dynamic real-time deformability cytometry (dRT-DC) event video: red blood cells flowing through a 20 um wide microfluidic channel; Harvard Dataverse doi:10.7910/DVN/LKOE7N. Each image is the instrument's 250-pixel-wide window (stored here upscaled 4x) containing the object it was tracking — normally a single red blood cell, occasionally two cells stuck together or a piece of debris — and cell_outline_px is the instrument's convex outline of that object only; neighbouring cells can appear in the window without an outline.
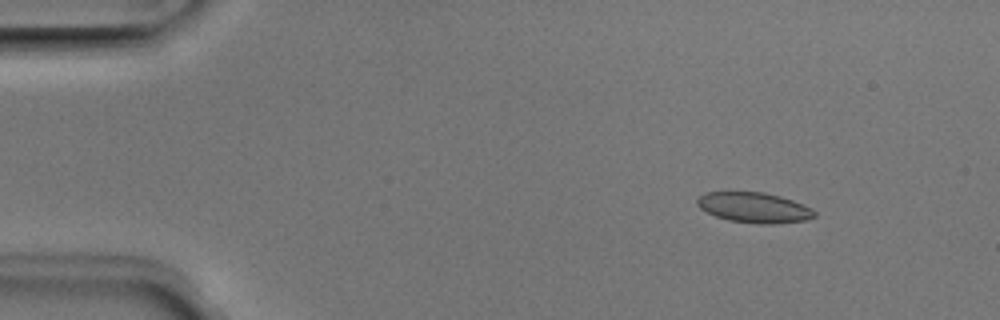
{"species": "Egyptian fruit bat (a non-hibernating species)", "species_latin": "Rousettus aegyptiacus", "temperature_condition": "room temperature", "stored_images_in_passage": 3, "camera_frame_rate_fps": 3000, "um_per_image_px": 0.085, "animal": {"sex": "male"}, "frame": {"image": 1, "passage_image": 1, "time_ms": 0.0, "image_size_px": [1000, 320], "cell_outline_px": [[816, 216], [804, 220], [772, 224], [760, 224], [728, 220], [716, 216], [700, 208], [696, 204], [696, 200], [704, 192], [764, 192], [780, 196], [792, 200], [812, 208], [816, 212]], "centroid_in_image_um": [64.09, 17.64], "position_along_channel_um": 20.9, "area_um2": 20.63}}